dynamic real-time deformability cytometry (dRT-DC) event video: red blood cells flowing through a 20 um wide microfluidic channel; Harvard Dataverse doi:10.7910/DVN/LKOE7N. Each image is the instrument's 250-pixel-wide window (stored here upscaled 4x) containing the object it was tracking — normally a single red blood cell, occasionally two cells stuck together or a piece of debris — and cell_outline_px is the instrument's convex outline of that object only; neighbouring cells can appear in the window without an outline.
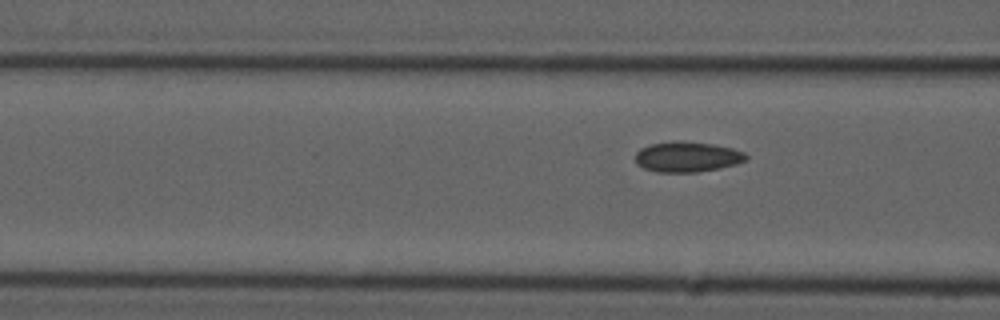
{"species": "common noctule bat (a hibernating species)", "species_latin": "Nyctalus noctula", "temperature_condition": "cold", "stored_images_in_passage": 7, "camera_frame_rate_fps": 3000, "um_per_image_px": 0.085, "animal": {"sex": "male", "forearm_length_mm": 52.5}, "frame": {"image": 1, "passage_image": 7, "time_ms": 7.333, "image_size_px": [1000, 320], "cell_outline_px": [[748, 160], [736, 164], [720, 168], [696, 172], [656, 172], [644, 168], [636, 164], [636, 152], [640, 148], [652, 144], [712, 144], [732, 148], [744, 152], [748, 156]], "centroid_in_image_um": [58.45, 13.39], "position_along_channel_um": 108.2, "area_um2": 18.79}}